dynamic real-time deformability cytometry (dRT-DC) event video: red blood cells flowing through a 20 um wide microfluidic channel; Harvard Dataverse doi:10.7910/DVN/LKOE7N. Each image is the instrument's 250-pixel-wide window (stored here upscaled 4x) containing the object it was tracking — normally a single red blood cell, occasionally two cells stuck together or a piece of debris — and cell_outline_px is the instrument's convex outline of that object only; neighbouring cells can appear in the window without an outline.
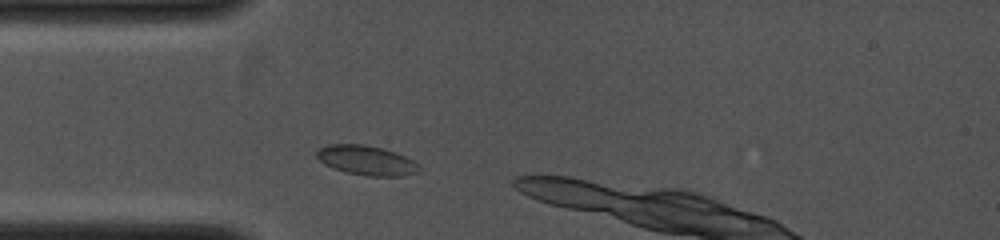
{"species": "common noctule bat (a hibernating species)", "species_latin": "Nyctalus noctula", "temperature_condition": "cold", "stored_images_in_passage": 2, "camera_frame_rate_fps": 4000, "um_per_image_px": 0.085, "animal": {"sex": "female", "body_mass_g": 19.0, "forearm_length_mm": 53.3}, "frame": {"image": 1, "passage_image": 2, "time_ms": 0.75, "image_size_px": [1000, 240], "cell_outline_px": [[424, 172], [404, 176], [368, 176], [344, 172], [332, 168], [324, 164], [316, 156], [316, 152], [320, 148], [328, 144], [364, 144], [384, 148], [396, 152], [420, 164], [424, 168]], "centroid_in_image_um": [31.23, 13.64], "position_along_channel_um": 53.8, "area_um2": 18.15}}